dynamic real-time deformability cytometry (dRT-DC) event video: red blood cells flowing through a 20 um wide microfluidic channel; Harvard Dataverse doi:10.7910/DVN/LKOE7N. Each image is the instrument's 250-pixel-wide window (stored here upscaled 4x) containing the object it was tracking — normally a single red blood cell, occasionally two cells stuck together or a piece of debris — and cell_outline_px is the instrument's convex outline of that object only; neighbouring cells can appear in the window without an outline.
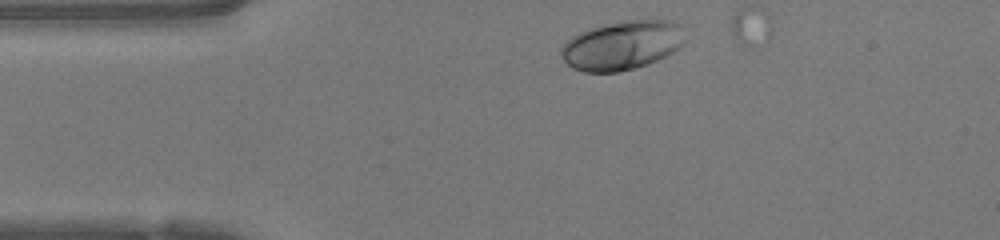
{"species": "human", "species_latin": "Homo sapiens", "temperature_condition": "warm", "stored_images_in_passage": 12, "camera_frame_rate_fps": 3000, "um_per_image_px": 0.085, "donor": {"sex": "female"}, "frame": {"image": 1, "passage_image": 1, "time_ms": 0.0, "image_size_px": [1000, 240], "cell_outline_px": [[684, 40], [672, 52], [648, 64], [636, 68], [620, 72], [584, 72], [572, 68], [560, 56], [560, 48], [572, 36], [588, 28], [624, 20], [648, 16], [672, 20], [680, 24]], "centroid_in_image_um": [52.87, 3.81], "position_along_channel_um": 32.1, "area_um2": 36.01}}
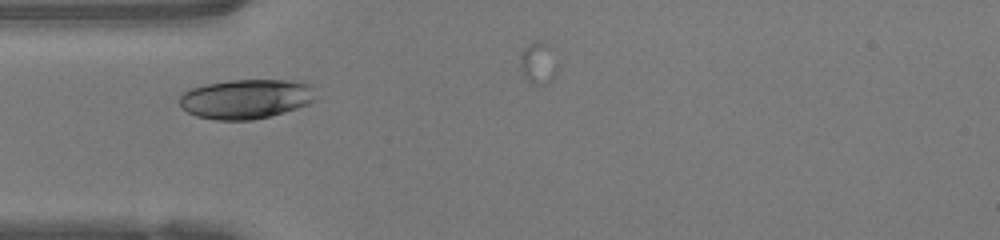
{"frame": {"image": 2, "passage_image": 6, "time_ms": 1.667, "image_size_px": [1000, 240], "cell_outline_px": [[316, 100], [308, 104], [296, 108], [268, 116], [252, 120], [216, 120], [196, 116], [180, 108], [180, 96], [184, 92], [192, 88], [204, 84], [228, 80], [288, 80], [312, 84], [316, 96]], "centroid_in_image_um": [20.91, 8.4], "position_along_channel_um": 64.1, "area_um2": 31.5}}
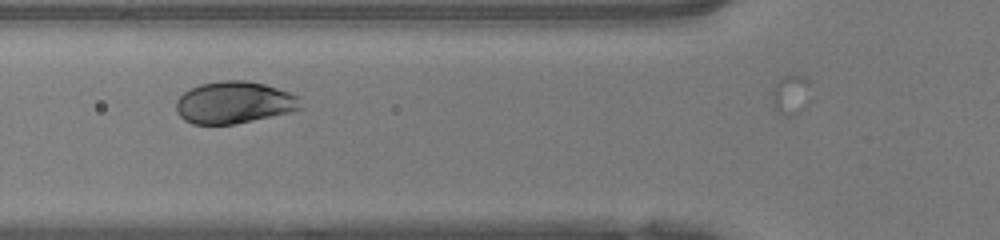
{"frame": {"image": 3, "passage_image": 9, "time_ms": 2.667, "image_size_px": [1000, 240], "cell_outline_px": [[300, 108], [292, 112], [232, 124], [192, 124], [184, 120], [180, 116], [176, 108], [176, 100], [184, 92], [200, 84], [224, 80], [244, 80], [264, 84], [288, 92], [296, 96]], "centroid_in_image_um": [19.85, 8.71], "position_along_channel_um": 105.9, "area_um2": 30.06}}